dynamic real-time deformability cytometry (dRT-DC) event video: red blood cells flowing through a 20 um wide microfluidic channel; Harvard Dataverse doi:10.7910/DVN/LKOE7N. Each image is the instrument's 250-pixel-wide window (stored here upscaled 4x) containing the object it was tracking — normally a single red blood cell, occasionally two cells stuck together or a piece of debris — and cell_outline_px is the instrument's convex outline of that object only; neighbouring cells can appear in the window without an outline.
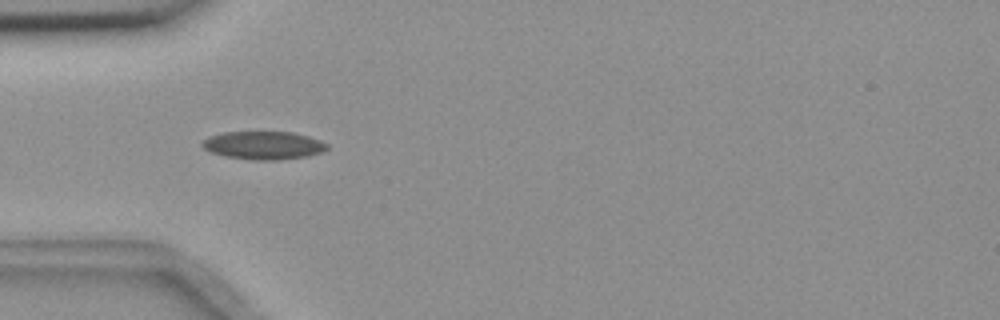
{"species": "common noctule bat (a hibernating species)", "species_latin": "Nyctalus noctula", "temperature_condition": "room temperature", "stored_images_in_passage": 4, "camera_frame_rate_fps": 3000, "um_per_image_px": 0.085, "animal": {"sex": "female", "body_mass_g": 18.4}, "frame": {"image": 1, "passage_image": 4, "time_ms": 1.0, "image_size_px": [1000, 320], "cell_outline_px": [[328, 148], [320, 152], [308, 156], [276, 160], [252, 160], [224, 156], [212, 152], [204, 148], [200, 144], [208, 136], [224, 132], [292, 132], [308, 136], [320, 140], [328, 144]], "centroid_in_image_um": [22.39, 12.35], "position_along_channel_um": 62.6, "area_um2": 20.4}}